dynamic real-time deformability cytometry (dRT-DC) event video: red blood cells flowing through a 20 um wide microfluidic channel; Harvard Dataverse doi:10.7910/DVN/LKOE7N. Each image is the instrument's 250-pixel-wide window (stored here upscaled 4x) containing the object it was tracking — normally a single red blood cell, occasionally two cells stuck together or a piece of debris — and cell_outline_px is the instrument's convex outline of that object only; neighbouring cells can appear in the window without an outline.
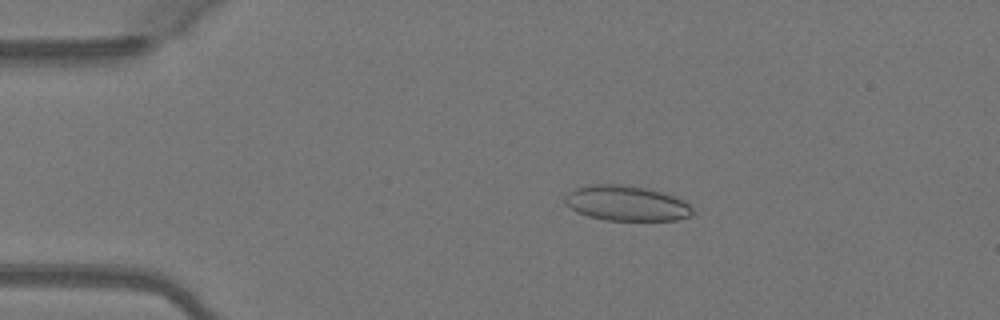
{"species": "Egyptian fruit bat (a non-hibernating species)", "species_latin": "Rousettus aegyptiacus", "temperature_condition": "warm", "stored_images_in_passage": 41, "camera_frame_rate_fps": 3000, "um_per_image_px": 0.085, "animal": {"sex": "female"}, "frame": {"image": 1, "passage_image": 1, "time_ms": 0.0, "image_size_px": [1000, 320], "cell_outline_px": [[692, 212], [688, 216], [676, 220], [604, 220], [588, 216], [572, 208], [564, 200], [564, 196], [568, 192], [576, 188], [592, 184], [612, 184], [644, 188], [660, 192], [684, 200], [692, 208]], "centroid_in_image_um": [53.23, 17.28], "position_along_channel_um": 31.8, "area_um2": 25.61}}
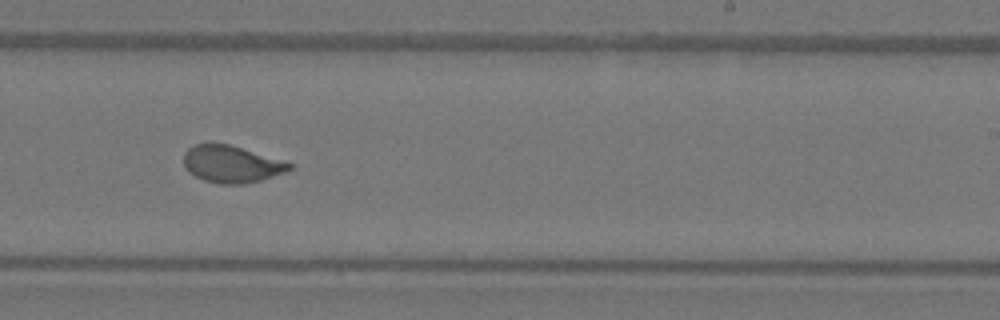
{"frame": {"image": 2, "passage_image": 22, "time_ms": 7.0, "image_size_px": [1000, 320], "cell_outline_px": [[292, 168], [288, 172], [260, 180], [244, 184], [220, 184], [204, 180], [188, 172], [184, 168], [184, 152], [192, 144], [228, 144], [288, 160], [292, 164]], "centroid_in_image_um": [19.72, 13.95], "position_along_channel_um": 269.3, "area_um2": 23.18}}
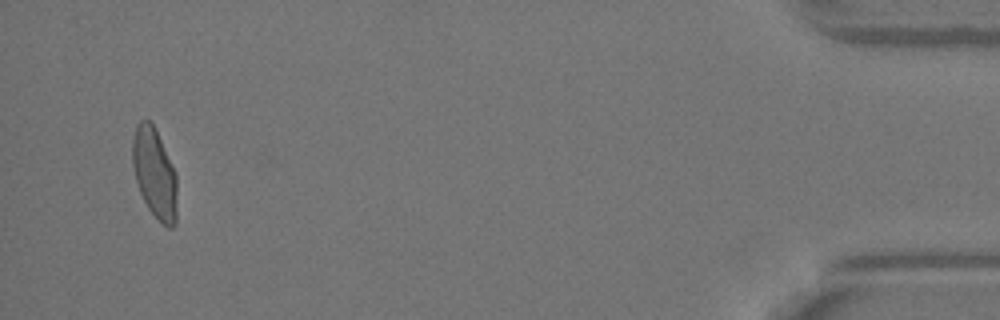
{"frame": {"image": 3, "passage_image": 39, "time_ms": 12.667, "image_size_px": [1000, 320], "cell_outline_px": [[176, 224], [172, 228], [168, 228], [148, 208], [140, 192], [136, 180], [132, 164], [132, 136], [136, 124], [140, 120], [148, 120], [152, 124], [160, 140], [176, 176]], "centroid_in_image_um": [13.11, 14.73], "position_along_channel_um": 422.1, "area_um2": 22.89}, "authors_computed_cell_mechanics": {"area_um2": 23.4668, "velocity_mm_per_s": 4.0974, "shape_relaxation_time_tau1_ms": 4.1627, "shape_relaxation_time_tau2_ms": null, "deformation_change_tau1": 0.1541, "deformation_change_tau2": null}}